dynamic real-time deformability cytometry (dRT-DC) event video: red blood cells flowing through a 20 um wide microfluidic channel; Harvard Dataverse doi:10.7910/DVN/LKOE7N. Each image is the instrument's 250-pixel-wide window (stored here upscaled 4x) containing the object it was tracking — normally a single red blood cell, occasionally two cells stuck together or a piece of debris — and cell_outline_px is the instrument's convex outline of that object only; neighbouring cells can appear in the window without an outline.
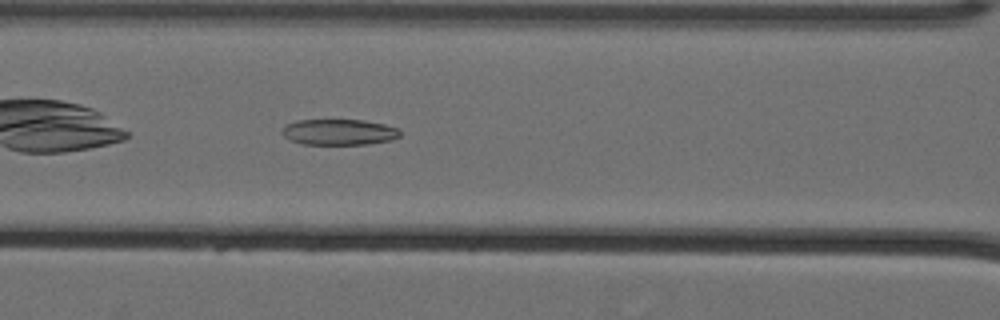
{"species": "Egyptian fruit bat (a non-hibernating species)", "species_latin": "Rousettus aegyptiacus", "temperature_condition": "cold", "stored_images_in_passage": 27, "camera_frame_rate_fps": 3000, "um_per_image_px": 0.085, "animal": {"sex": "female"}, "frame": {"image": 1, "passage_image": 7, "time_ms": 2.0, "image_size_px": [1000, 320], "cell_outline_px": [[400, 136], [392, 140], [368, 144], [304, 144], [288, 140], [280, 132], [284, 124], [296, 120], [364, 120], [384, 124], [400, 128]], "centroid_in_image_um": [28.79, 11.22], "position_along_channel_um": 137.8, "area_um2": 18.03}}
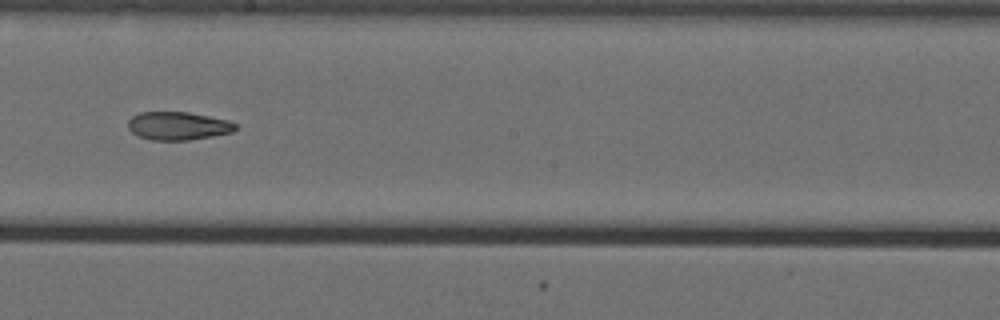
{"frame": {"image": 2, "passage_image": 15, "time_ms": 4.667, "image_size_px": [1000, 320], "cell_outline_px": [[236, 128], [232, 132], [212, 136], [188, 140], [152, 140], [136, 136], [128, 128], [128, 120], [132, 116], [140, 112], [188, 112], [228, 120], [236, 124]], "centroid_in_image_um": [15.09, 10.7], "position_along_channel_um": 233.1, "area_um2": 17.63}}
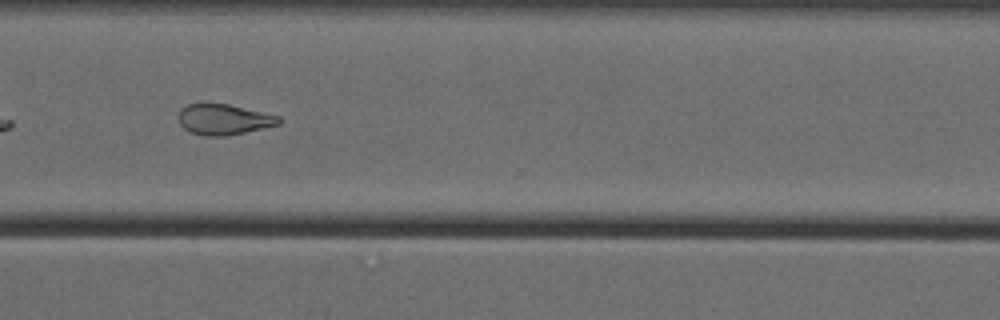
{"frame": {"image": 3, "passage_image": 25, "time_ms": 8.0, "image_size_px": [1000, 320], "cell_outline_px": [[280, 124], [228, 136], [204, 136], [192, 132], [184, 128], [180, 124], [176, 116], [180, 108], [188, 104], [228, 104], [280, 116]], "centroid_in_image_um": [18.98, 10.16], "position_along_channel_um": 351.6, "area_um2": 17.92}, "authors_computed_cell_mechanics": {"area_um2": 18.207, "velocity_mm_per_s": 3.5632, "shape_relaxation_time_tau1_ms": null, "shape_relaxation_time_tau2_ms": 6.9291, "deformation_change_tau1": null, "deformation_change_tau2": 0.1444}}